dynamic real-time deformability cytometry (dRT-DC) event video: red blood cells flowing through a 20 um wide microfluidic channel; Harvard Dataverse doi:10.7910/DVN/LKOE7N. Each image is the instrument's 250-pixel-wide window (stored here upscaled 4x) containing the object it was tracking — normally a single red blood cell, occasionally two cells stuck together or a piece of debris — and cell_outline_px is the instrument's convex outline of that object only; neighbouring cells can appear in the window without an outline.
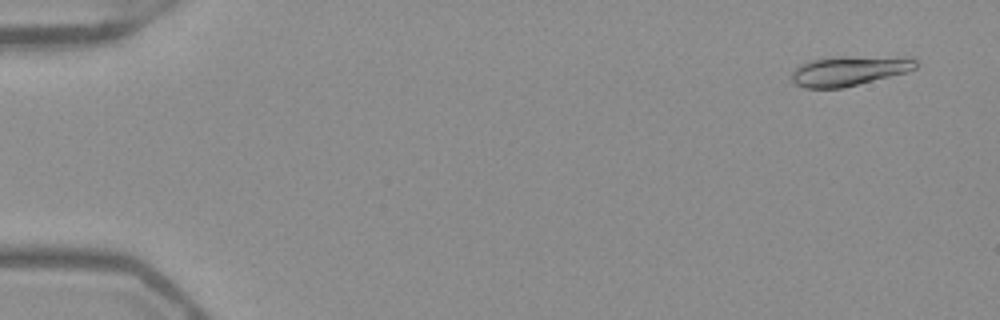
{"species": "Egyptian fruit bat (a non-hibernating species)", "species_latin": "Rousettus aegyptiacus", "temperature_condition": "warm", "stored_images_in_passage": 52, "camera_frame_rate_fps": 3000, "um_per_image_px": 0.085, "frame": {"image": 1, "passage_image": 3, "time_ms": 0.667, "image_size_px": [1000, 320], "cell_outline_px": [[916, 68], [904, 72], [844, 88], [804, 88], [796, 84], [792, 80], [792, 72], [800, 64], [808, 60], [828, 56], [912, 56], [916, 60]], "centroid_in_image_um": [72.17, 5.98], "position_along_channel_um": 12.8, "area_um2": 21.96}}
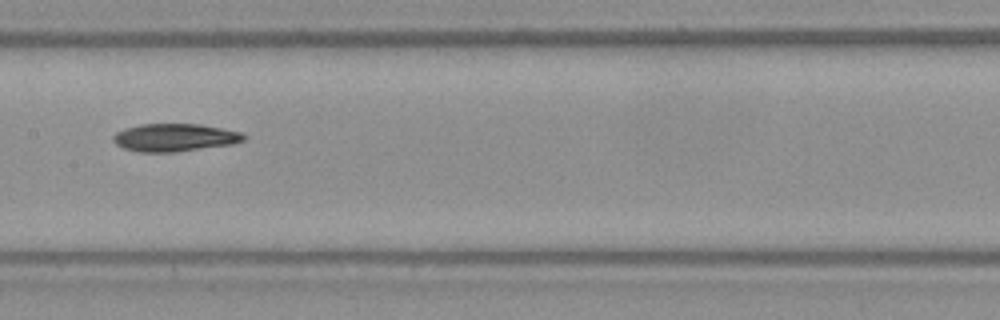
{"frame": {"image": 2, "passage_image": 27, "time_ms": 8.667, "image_size_px": [1000, 320], "cell_outline_px": [[248, 136], [244, 140], [232, 144], [176, 152], [136, 152], [124, 148], [116, 144], [112, 140], [112, 136], [116, 132], [124, 128], [140, 124], [200, 124], [240, 132]], "centroid_in_image_um": [14.81, 11.69], "position_along_channel_um": 192.6, "area_um2": 21.21}}
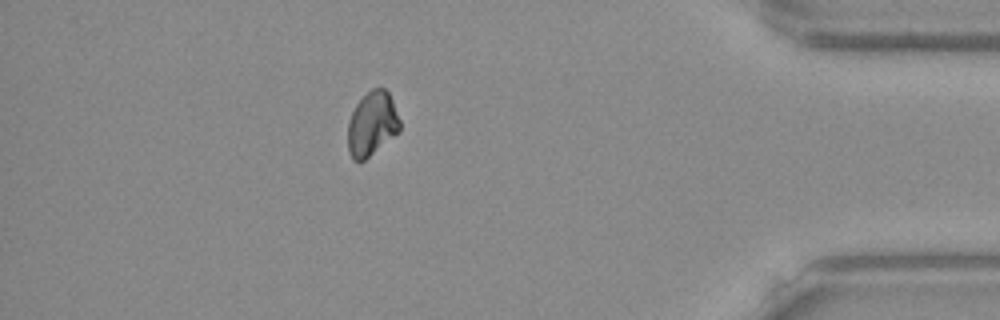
{"frame": {"image": 3, "passage_image": 46, "time_ms": 15.0, "image_size_px": [1000, 320], "cell_outline_px": [[400, 132], [364, 160], [352, 160], [348, 152], [348, 124], [352, 112], [356, 104], [372, 88], [384, 88], [388, 92], [392, 100], [400, 120]], "centroid_in_image_um": [31.63, 10.54], "position_along_channel_um": 403.6, "area_um2": 19.36}}